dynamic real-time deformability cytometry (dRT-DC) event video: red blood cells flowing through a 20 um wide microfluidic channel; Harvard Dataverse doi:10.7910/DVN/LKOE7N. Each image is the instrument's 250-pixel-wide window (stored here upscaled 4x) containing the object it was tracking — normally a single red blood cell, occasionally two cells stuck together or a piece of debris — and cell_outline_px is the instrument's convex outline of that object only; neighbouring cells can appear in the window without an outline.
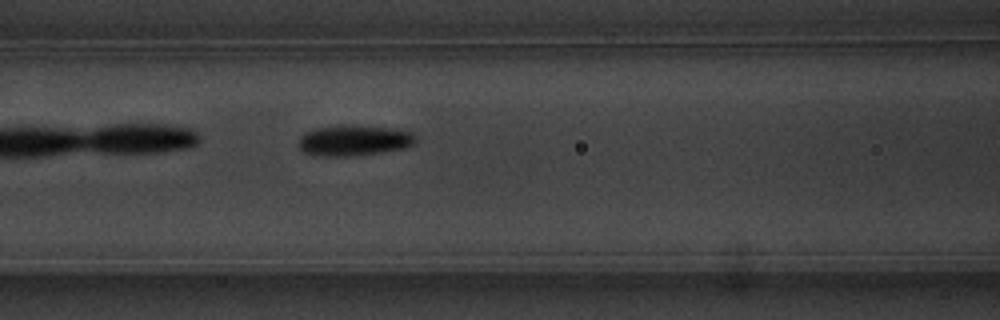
{"species": "common noctule bat (a hibernating species)", "species_latin": "Nyctalus noctula", "temperature_condition": "warm", "stored_images_in_passage": 21, "camera_frame_rate_fps": 3000, "um_per_image_px": 0.085, "animal": {"sex": "male", "body_mass_g": 20.1, "forearm_length_mm": 53.5}, "frame": {"image": 1, "passage_image": 7, "time_ms": 2.0, "image_size_px": [1000, 320], "cell_outline_px": [[416, 140], [412, 144], [404, 148], [380, 152], [348, 156], [316, 156], [304, 152], [300, 148], [300, 136], [304, 132], [316, 128], [344, 124], [352, 124], [392, 128], [412, 132], [416, 136]], "centroid_in_image_um": [30.08, 11.91], "position_along_channel_um": 136.5, "area_um2": 21.04}}
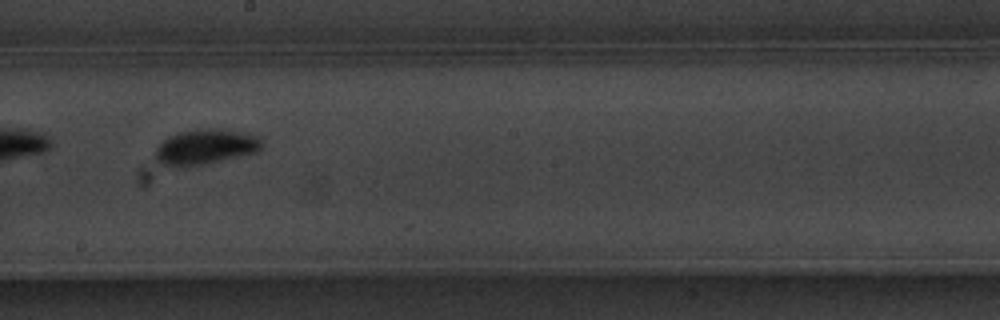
{"frame": {"image": 2, "passage_image": 15, "time_ms": 4.667, "image_size_px": [1000, 320], "cell_outline_px": [[264, 144], [256, 152], [208, 164], [184, 168], [168, 168], [156, 160], [156, 148], [168, 136], [180, 132], [208, 128], [220, 128], [240, 132], [256, 136]], "centroid_in_image_um": [17.42, 12.52], "position_along_channel_um": 230.8, "area_um2": 22.08}}